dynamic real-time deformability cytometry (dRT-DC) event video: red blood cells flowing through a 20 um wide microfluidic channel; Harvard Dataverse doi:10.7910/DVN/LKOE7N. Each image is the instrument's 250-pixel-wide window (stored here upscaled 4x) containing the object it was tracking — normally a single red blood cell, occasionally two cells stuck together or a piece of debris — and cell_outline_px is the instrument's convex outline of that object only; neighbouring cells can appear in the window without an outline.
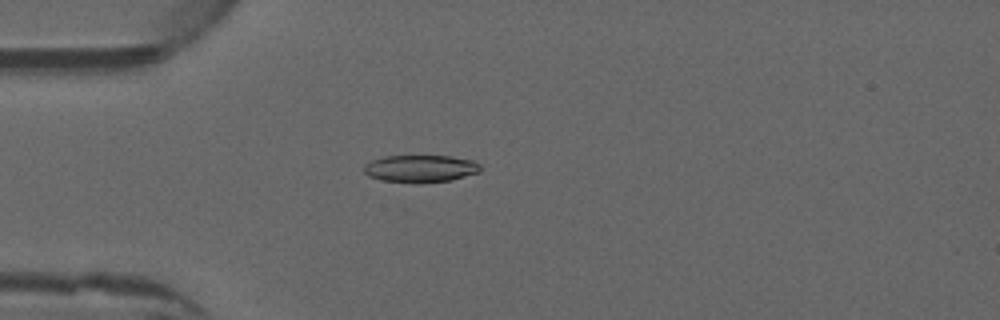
{"species": "common noctule bat (a hibernating species)", "species_latin": "Nyctalus noctula", "temperature_condition": "warm", "stored_images_in_passage": 4, "camera_frame_rate_fps": 3000, "um_per_image_px": 0.085, "animal": {"sex": "male", "forearm_length_mm": 52.5}, "frame": {"image": 1, "passage_image": 4, "time_ms": 1.0, "image_size_px": [1000, 320], "cell_outline_px": [[480, 172], [452, 180], [420, 184], [416, 184], [384, 180], [368, 176], [364, 172], [364, 164], [372, 160], [384, 156], [452, 156], [476, 160], [480, 164]], "centroid_in_image_um": [35.77, 14.34], "position_along_channel_um": 49.2, "area_um2": 18.9}}